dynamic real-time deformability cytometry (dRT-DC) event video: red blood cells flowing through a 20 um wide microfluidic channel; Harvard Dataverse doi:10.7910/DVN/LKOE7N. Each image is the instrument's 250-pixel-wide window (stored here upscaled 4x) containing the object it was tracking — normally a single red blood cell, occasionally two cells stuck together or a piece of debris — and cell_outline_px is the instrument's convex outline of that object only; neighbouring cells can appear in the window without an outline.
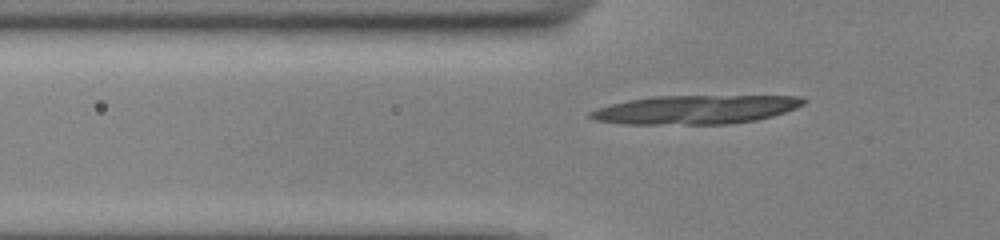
{"species": "common noctule bat (a hibernating species)", "species_latin": "Nyctalus noctula", "temperature_condition": "cold", "stored_images_in_passage": 42, "camera_frame_rate_fps": 3000, "um_per_image_px": 0.085, "animal": {"sex": "male", "body_mass_g": 13.0, "forearm_length_mm": 53.1}, "frame": {"image": 1, "passage_image": 7, "time_ms": 2.0, "image_size_px": [1000, 240], "cell_outline_px": [[808, 100], [804, 104], [796, 108], [772, 116], [756, 120], [728, 124], [624, 124], [596, 120], [588, 116], [588, 112], [596, 108], [628, 100], [652, 96], [800, 96]], "centroid_in_image_um": [59.12, 9.31], "position_along_channel_um": 66.7, "area_um2": 35.78}}